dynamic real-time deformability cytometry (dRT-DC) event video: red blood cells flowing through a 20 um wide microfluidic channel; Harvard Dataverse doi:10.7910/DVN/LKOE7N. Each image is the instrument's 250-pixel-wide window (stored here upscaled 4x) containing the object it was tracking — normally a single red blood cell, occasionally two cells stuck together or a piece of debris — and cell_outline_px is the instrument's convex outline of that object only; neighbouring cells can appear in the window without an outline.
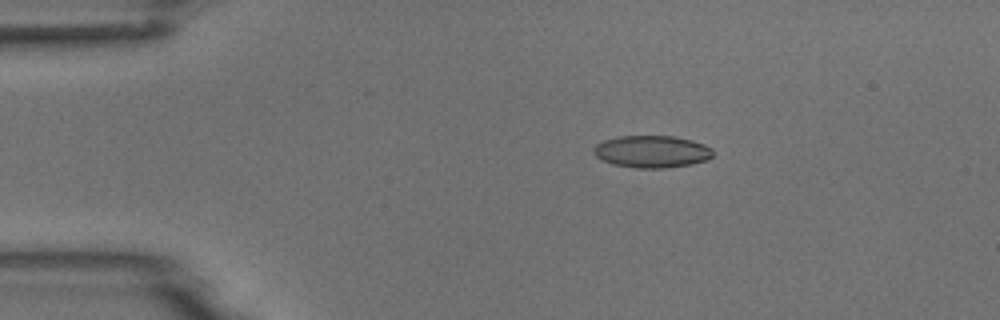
{"species": "common noctule bat (a hibernating species)", "species_latin": "Nyctalus noctula", "temperature_condition": "room temperature", "stored_images_in_passage": 6, "camera_frame_rate_fps": 3000, "um_per_image_px": 0.085, "animal": {"sex": "male", "body_mass_g": 18.8}, "frame": {"image": 1, "passage_image": 2, "time_ms": 1.0, "image_size_px": [1000, 320], "cell_outline_px": [[712, 156], [708, 160], [692, 164], [664, 168], [636, 168], [612, 164], [596, 156], [592, 152], [592, 148], [596, 144], [604, 140], [616, 136], [672, 136], [692, 140], [704, 144], [712, 148]], "centroid_in_image_um": [55.39, 12.88], "position_along_channel_um": 29.6, "area_um2": 22.48}}
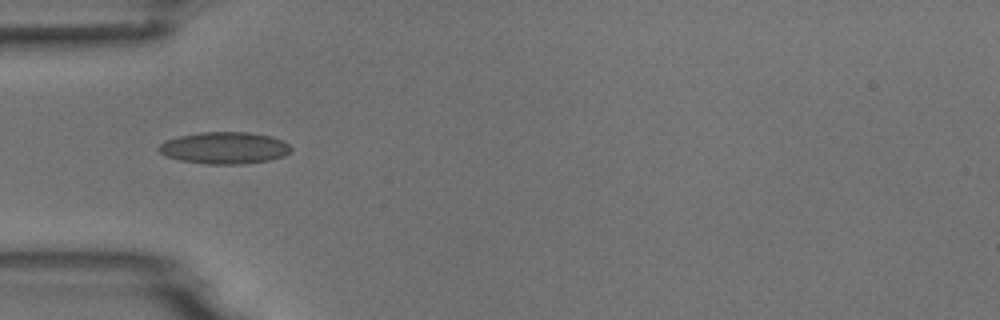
{"frame": {"image": 2, "passage_image": 4, "time_ms": 3.333, "image_size_px": [1000, 320], "cell_outline_px": [[292, 148], [284, 156], [268, 160], [244, 164], [204, 164], [180, 160], [164, 156], [156, 148], [164, 140], [180, 136], [200, 132], [248, 132], [268, 136], [284, 140]], "centroid_in_image_um": [19.04, 12.57], "position_along_channel_um": 66.0, "area_um2": 24.62}}